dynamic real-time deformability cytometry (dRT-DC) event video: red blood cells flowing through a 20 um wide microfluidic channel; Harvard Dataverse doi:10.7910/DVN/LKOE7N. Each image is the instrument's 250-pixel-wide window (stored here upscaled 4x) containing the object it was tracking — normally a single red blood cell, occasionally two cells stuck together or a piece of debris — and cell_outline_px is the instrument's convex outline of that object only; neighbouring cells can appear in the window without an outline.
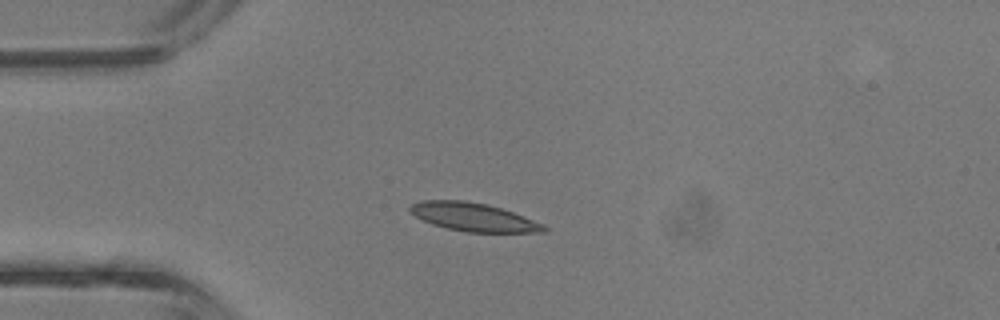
{"species": "common noctule bat (a hibernating species)", "species_latin": "Nyctalus noctula", "temperature_condition": "room temperature", "stored_images_in_passage": 33, "camera_frame_rate_fps": 3000, "um_per_image_px": 0.085, "animal": {"sex": "male", "body_mass_g": 13.3}, "frame": {"image": 1, "passage_image": 1, "time_ms": 0.0, "image_size_px": [1000, 320], "cell_outline_px": [[548, 232], [464, 232], [432, 224], [408, 212], [408, 208], [412, 204], [424, 200], [464, 200], [488, 204], [512, 212], [544, 224], [548, 228]], "centroid_in_image_um": [40.24, 18.45], "position_along_channel_um": 44.8, "area_um2": 22.02}}
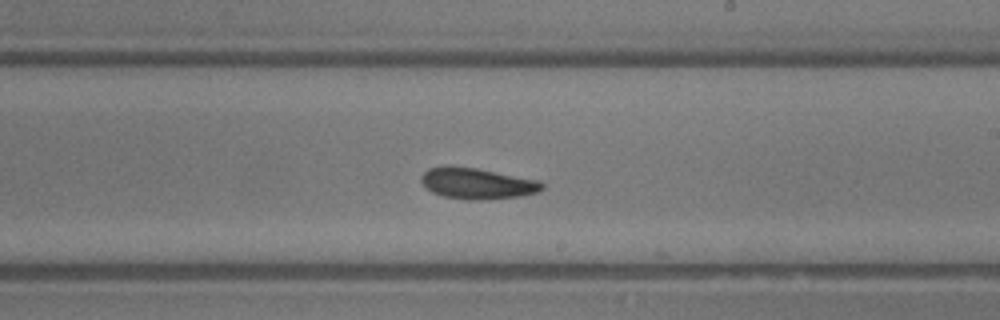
{"frame": {"image": 2, "passage_image": 15, "time_ms": 4.667, "image_size_px": [1000, 320], "cell_outline_px": [[544, 188], [536, 192], [520, 196], [476, 200], [468, 200], [444, 196], [432, 192], [420, 180], [420, 176], [428, 168], [448, 164], [476, 168], [540, 180], [544, 184]], "centroid_in_image_um": [40.53, 15.57], "position_along_channel_um": 248.5, "area_um2": 21.96}}
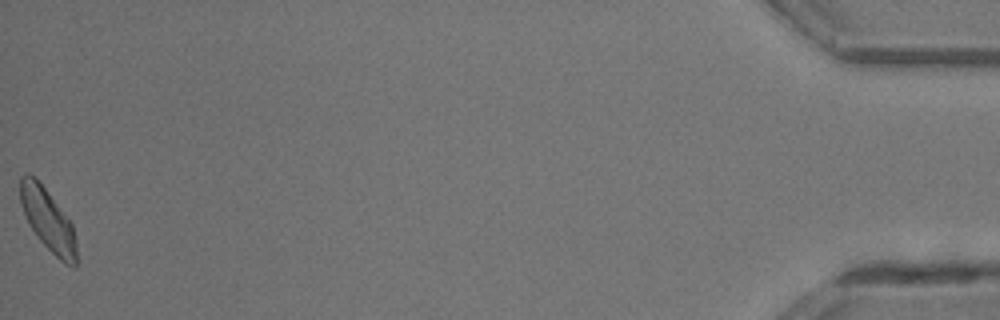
{"frame": {"image": 3, "passage_image": 33, "time_ms": 10.667, "image_size_px": [1000, 320], "cell_outline_px": [[76, 268], [72, 268], [64, 264], [40, 240], [28, 224], [20, 204], [20, 176], [24, 172], [28, 172], [44, 188], [72, 224], [76, 244]], "centroid_in_image_um": [4.05, 18.72], "position_along_channel_um": 431.1, "area_um2": 20.06}, "authors_computed_cell_mechanics": {"area_um2": 21.097, "velocity_mm_per_s": 4.7955, "shape_relaxation_time_tau1_ms": 9.6195, "shape_relaxation_time_tau2_ms": 5.3798, "deformation_change_tau1": 0.2031, "deformation_change_tau2": 0.1491}}